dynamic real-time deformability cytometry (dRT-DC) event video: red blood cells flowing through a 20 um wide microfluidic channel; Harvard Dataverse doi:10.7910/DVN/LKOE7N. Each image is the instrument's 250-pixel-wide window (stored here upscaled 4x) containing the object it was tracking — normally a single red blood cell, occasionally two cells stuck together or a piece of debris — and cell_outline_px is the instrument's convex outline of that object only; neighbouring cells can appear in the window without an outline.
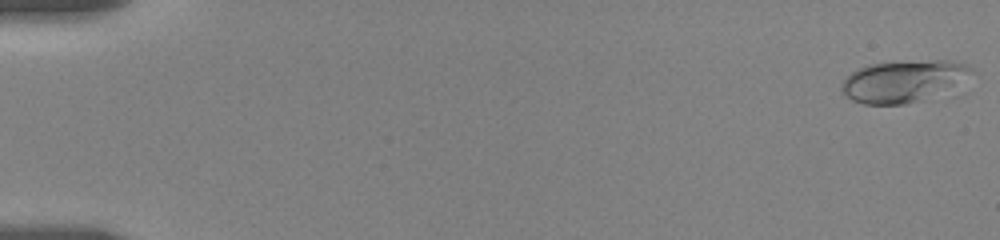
{"species": "human", "species_latin": "Homo sapiens", "temperature_condition": "room temperature", "stored_images_in_passage": 17, "camera_frame_rate_fps": 3000, "um_per_image_px": 0.085, "donor": {"sex": "female"}, "frame": {"image": 1, "passage_image": 1, "time_ms": 0.0, "image_size_px": [1000, 240], "cell_outline_px": [[976, 72], [920, 100], [904, 104], [864, 104], [852, 100], [840, 88], [844, 80], [856, 68], [868, 64], [936, 60], [944, 60], [968, 64]], "centroid_in_image_um": [76.7, 6.88], "position_along_channel_um": 8.3, "area_um2": 30.46}}
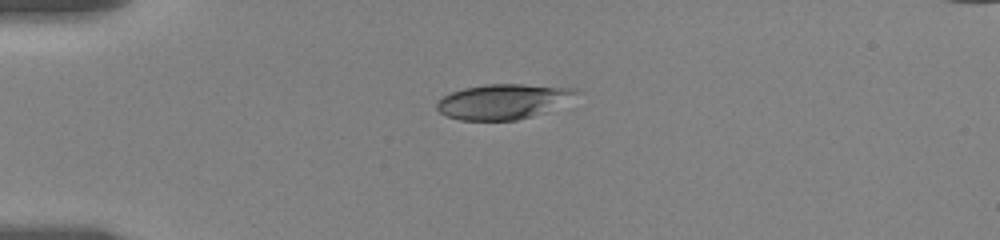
{"frame": {"image": 2, "passage_image": 14, "time_ms": 4.667, "image_size_px": [1000, 240], "cell_outline_px": [[584, 92], [544, 112], [532, 116], [516, 120], [460, 120], [448, 116], [440, 112], [436, 108], [436, 104], [444, 96], [452, 92], [464, 88], [488, 84], [524, 84], [576, 88]], "centroid_in_image_um": [42.8, 8.62], "position_along_channel_um": 42.2, "area_um2": 28.26}}
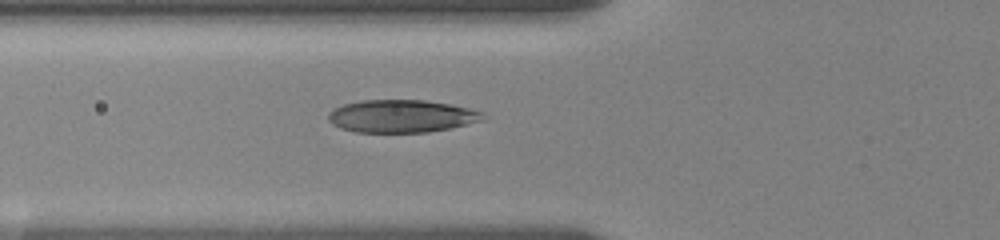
{"frame": {"image": 3, "passage_image": 17, "time_ms": 7.0, "image_size_px": [1000, 240], "cell_outline_px": [[484, 120], [448, 128], [428, 132], [356, 132], [340, 128], [332, 124], [328, 120], [328, 112], [344, 104], [364, 100], [424, 100], [452, 104], [484, 112]], "centroid_in_image_um": [34.12, 9.87], "position_along_channel_um": 91.7, "area_um2": 29.36}}